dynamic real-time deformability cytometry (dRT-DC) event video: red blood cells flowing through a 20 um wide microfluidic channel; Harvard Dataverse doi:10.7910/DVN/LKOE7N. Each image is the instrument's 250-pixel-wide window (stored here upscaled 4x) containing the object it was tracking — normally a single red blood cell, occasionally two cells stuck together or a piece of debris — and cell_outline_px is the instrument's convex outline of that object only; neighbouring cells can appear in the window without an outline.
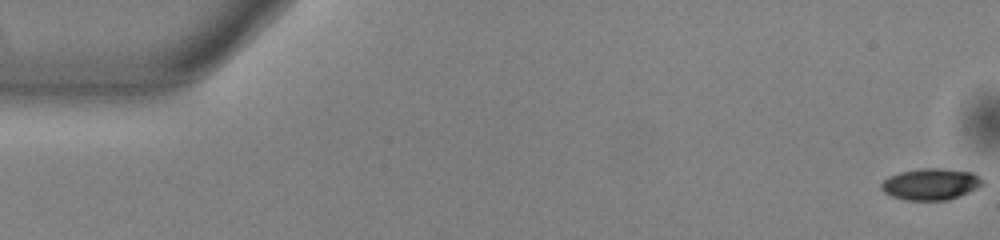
{"species": "common noctule bat (a hibernating species)", "species_latin": "Nyctalus noctula", "temperature_condition": "warm", "stored_images_in_passage": 54, "camera_frame_rate_fps": 3000, "um_per_image_px": 0.085, "animal": {"sex": "male", "body_mass_g": 13.0, "forearm_length_mm": 53.1}, "frame": {"image": 1, "passage_image": 1, "time_ms": 0.0, "image_size_px": [1000, 240], "cell_outline_px": [[984, 184], [968, 192], [948, 200], [908, 200], [892, 196], [884, 192], [880, 188], [880, 184], [888, 176], [900, 172], [920, 168], [940, 168], [972, 172], [980, 176], [984, 180]], "centroid_in_image_um": [79.11, 15.64], "position_along_channel_um": 5.9, "area_um2": 18.61}}
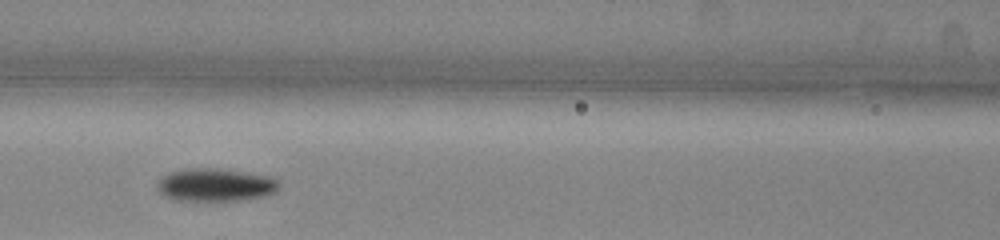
{"frame": {"image": 2, "passage_image": 24, "time_ms": 7.667, "image_size_px": [1000, 240], "cell_outline_px": [[280, 188], [276, 192], [264, 196], [236, 200], [172, 200], [164, 196], [156, 188], [156, 184], [164, 176], [172, 172], [192, 168], [212, 168], [268, 176], [276, 180], [280, 184]], "centroid_in_image_um": [18.29, 15.73], "position_along_channel_um": 148.3, "area_um2": 22.95}}
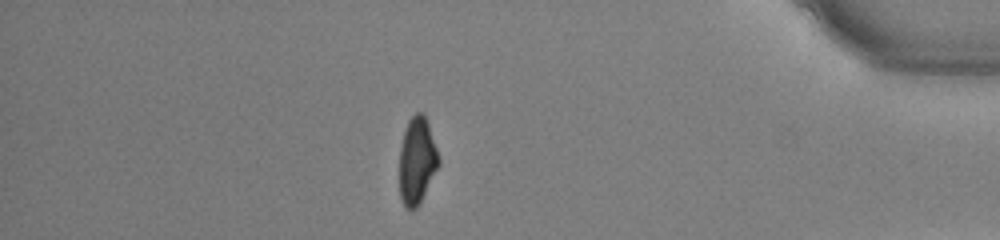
{"frame": {"image": 3, "passage_image": 47, "time_ms": 15.333, "image_size_px": [1000, 240], "cell_outline_px": [[440, 164], [420, 204], [416, 208], [408, 208], [400, 200], [400, 148], [404, 132], [408, 120], [416, 112], [420, 112], [424, 116], [428, 124], [440, 160]], "centroid_in_image_um": [35.45, 13.69], "position_along_channel_um": 399.8, "area_um2": 19.65}, "authors_computed_cell_mechanics": {"area_um2": 20.6635, "velocity_mm_per_s": 3.837, "shape_relaxation_time_tau1_ms": 3.3731, "shape_relaxation_time_tau2_ms": 9.4986, "deformation_change_tau1": 0.1431, "deformation_change_tau2": 0.1715}}